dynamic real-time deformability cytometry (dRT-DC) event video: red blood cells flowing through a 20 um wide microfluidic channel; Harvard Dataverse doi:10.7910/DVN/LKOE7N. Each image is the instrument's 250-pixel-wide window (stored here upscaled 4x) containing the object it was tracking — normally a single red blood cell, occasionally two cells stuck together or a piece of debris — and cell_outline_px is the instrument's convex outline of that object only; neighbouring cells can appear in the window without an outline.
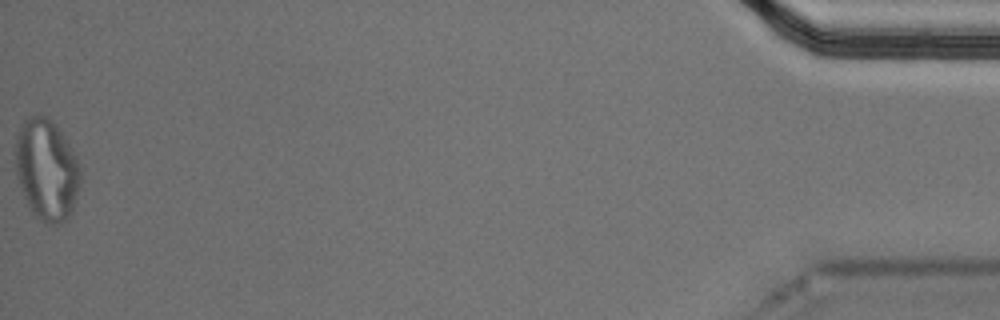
{"species": "Egyptian fruit bat (a non-hibernating species)", "species_latin": "Rousettus aegyptiacus", "temperature_condition": "cold", "stored_images_in_passage": 39, "segment_of_instrument_passage": [2, 2], "camera_frame_rate_fps": 3000, "um_per_image_px": 0.085, "animal": {"sex": "male"}, "frame": {"image": 1, "passage_image": 39, "time_ms": 12.667, "image_size_px": [1000, 320], "cell_outline_px": [[80, 184], [72, 212], [68, 220], [56, 224], [48, 224], [40, 220], [32, 212], [24, 196], [16, 176], [16, 136], [24, 120], [40, 112], [48, 116], [72, 148], [80, 168]], "centroid_in_image_um": [3.97, 14.43], "position_along_channel_um": 431.2, "area_um2": 38.32}}